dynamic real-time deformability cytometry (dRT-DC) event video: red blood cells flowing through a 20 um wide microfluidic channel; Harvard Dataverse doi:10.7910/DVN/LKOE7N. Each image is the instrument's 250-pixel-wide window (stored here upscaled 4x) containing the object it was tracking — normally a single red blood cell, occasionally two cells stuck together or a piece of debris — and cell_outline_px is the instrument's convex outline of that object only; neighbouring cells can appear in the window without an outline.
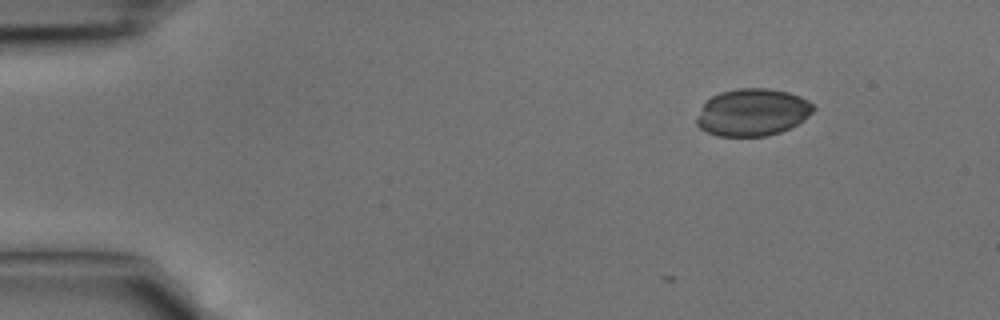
{"species": "common noctule bat (a hibernating species)", "species_latin": "Nyctalus noctula", "temperature_condition": "cold", "stored_images_in_passage": 5, "camera_frame_rate_fps": 3000, "um_per_image_px": 0.085, "animal": {"sex": "male", "body_mass_g": 15.6}, "frame": {"image": 1, "passage_image": 1, "time_ms": 0.0, "image_size_px": [1000, 320], "cell_outline_px": [[816, 108], [804, 120], [780, 132], [768, 136], [716, 136], [700, 128], [696, 124], [696, 116], [704, 104], [712, 96], [720, 92], [740, 88], [768, 88], [788, 92], [800, 96], [808, 100]], "centroid_in_image_um": [63.96, 9.55], "position_along_channel_um": 21.0, "area_um2": 32.14}}